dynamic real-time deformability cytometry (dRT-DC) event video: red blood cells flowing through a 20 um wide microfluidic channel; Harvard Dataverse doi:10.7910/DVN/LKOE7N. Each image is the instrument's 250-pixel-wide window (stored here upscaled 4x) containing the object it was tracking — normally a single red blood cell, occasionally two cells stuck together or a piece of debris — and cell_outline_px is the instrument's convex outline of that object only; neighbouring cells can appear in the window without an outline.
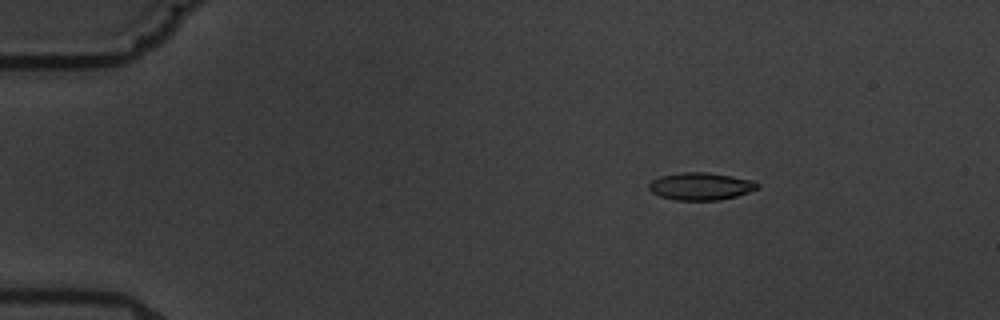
{"species": "common noctule bat (a hibernating species)", "species_latin": "Nyctalus noctula", "temperature_condition": "warm", "stored_images_in_passage": 6, "camera_frame_rate_fps": 3000, "um_per_image_px": 0.085, "animal": {"sex": "male", "body_mass_g": 19.5, "forearm_length_mm": 54.6}, "frame": {"image": 1, "passage_image": 2, "time_ms": 1.333, "image_size_px": [1000, 320], "cell_outline_px": [[760, 188], [736, 196], [720, 200], [676, 200], [660, 196], [652, 192], [648, 188], [648, 184], [652, 180], [660, 176], [680, 172], [708, 172], [756, 180], [760, 184]], "centroid_in_image_um": [59.59, 15.82], "position_along_channel_um": 25.4, "area_um2": 17.57}}
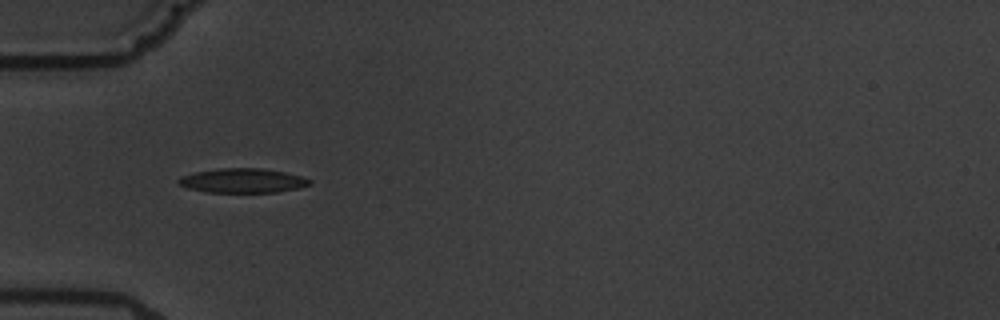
{"frame": {"image": 2, "passage_image": 5, "time_ms": 4.667, "image_size_px": [1000, 320], "cell_outline_px": [[312, 184], [296, 188], [276, 192], [208, 192], [188, 188], [180, 184], [176, 180], [180, 176], [196, 172], [220, 168], [260, 168], [284, 172], [300, 176], [312, 180]], "centroid_in_image_um": [20.61, 15.35], "position_along_channel_um": 64.4, "area_um2": 18.44}}